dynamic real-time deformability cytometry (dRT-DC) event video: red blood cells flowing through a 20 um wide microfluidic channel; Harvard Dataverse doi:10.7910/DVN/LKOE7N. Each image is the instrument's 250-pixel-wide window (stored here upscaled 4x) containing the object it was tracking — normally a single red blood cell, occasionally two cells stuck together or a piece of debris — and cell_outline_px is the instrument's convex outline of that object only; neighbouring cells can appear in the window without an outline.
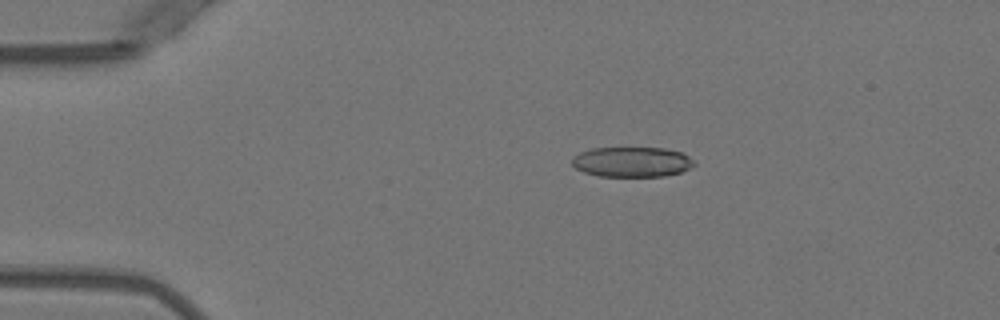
{"species": "Egyptian fruit bat (a non-hibernating species)", "species_latin": "Rousettus aegyptiacus", "temperature_condition": "warm", "stored_images_in_passage": 50, "camera_frame_rate_fps": 3000, "um_per_image_px": 0.085, "animal": {"sex": "female"}, "frame": {"image": 1, "passage_image": 9, "time_ms": 2.667, "image_size_px": [1000, 320], "cell_outline_px": [[696, 164], [692, 168], [680, 172], [664, 176], [600, 176], [584, 172], [576, 168], [572, 164], [572, 156], [580, 152], [592, 148], [664, 148], [680, 152], [688, 156]], "centroid_in_image_um": [53.71, 13.76], "position_along_channel_um": 31.3, "area_um2": 21.39}}
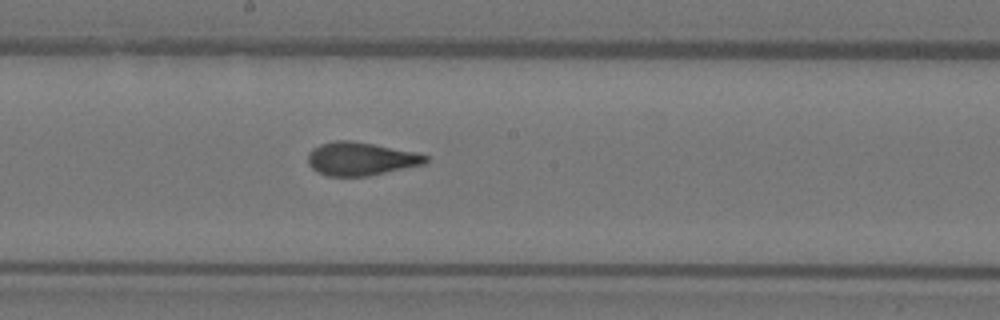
{"frame": {"image": 2, "passage_image": 27, "time_ms": 8.667, "image_size_px": [1000, 320], "cell_outline_px": [[428, 160], [424, 164], [368, 176], [328, 176], [316, 172], [308, 164], [308, 152], [312, 148], [320, 144], [332, 140], [352, 140], [416, 152], [428, 156]], "centroid_in_image_um": [30.62, 13.49], "position_along_channel_um": 217.6, "area_um2": 22.95}}
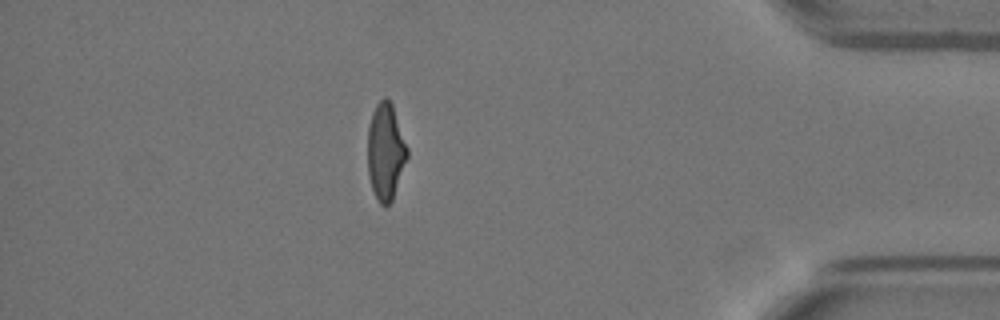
{"frame": {"image": 3, "passage_image": 44, "time_ms": 14.333, "image_size_px": [1000, 320], "cell_outline_px": [[408, 156], [392, 200], [384, 208], [380, 204], [372, 188], [368, 172], [368, 128], [372, 112], [376, 104], [384, 96], [392, 104], [408, 148]], "centroid_in_image_um": [32.77, 12.88], "position_along_channel_um": 402.4, "area_um2": 22.14}, "authors_computed_cell_mechanics": {"area_um2": 22.8021, "velocity_mm_per_s": 3.9789, "shape_relaxation_time_tau1_ms": 7.9586, "shape_relaxation_time_tau2_ms": 1.0066, "deformation_change_tau1": 0.2508, "deformation_change_tau2": 0.0866}}